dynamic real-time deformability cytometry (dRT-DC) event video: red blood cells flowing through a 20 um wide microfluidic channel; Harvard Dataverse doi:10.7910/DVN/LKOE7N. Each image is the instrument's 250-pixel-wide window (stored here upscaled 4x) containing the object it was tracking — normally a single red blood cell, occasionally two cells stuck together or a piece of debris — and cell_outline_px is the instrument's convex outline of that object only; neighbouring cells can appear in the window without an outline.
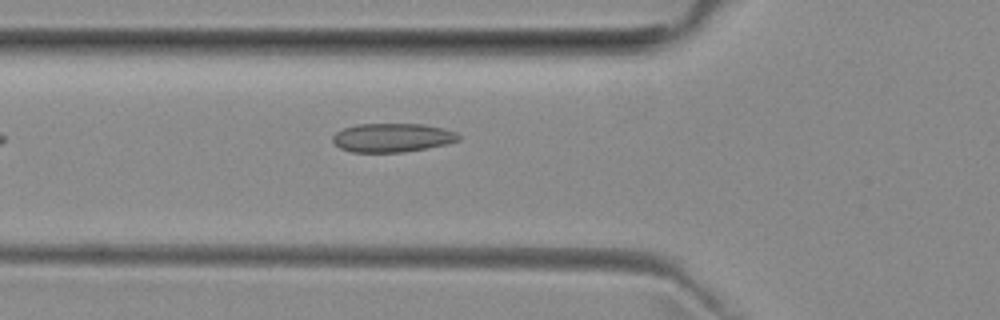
{"species": "common noctule bat (a hibernating species)", "species_latin": "Nyctalus noctula", "temperature_condition": "room temperature", "stored_images_in_passage": 29, "camera_frame_rate_fps": 3000, "um_per_image_px": 0.085, "animal": {"sex": "female", "body_mass_g": 29.2, "forearm_length_mm": 56.3}, "frame": {"image": 1, "passage_image": 3, "time_ms": 0.667, "image_size_px": [1000, 320], "cell_outline_px": [[460, 140], [448, 144], [428, 148], [404, 152], [352, 152], [340, 148], [332, 140], [332, 136], [336, 132], [344, 128], [356, 124], [424, 124], [444, 128], [456, 132], [460, 136]], "centroid_in_image_um": [33.37, 11.7], "position_along_channel_um": 92.4, "area_um2": 21.27}}
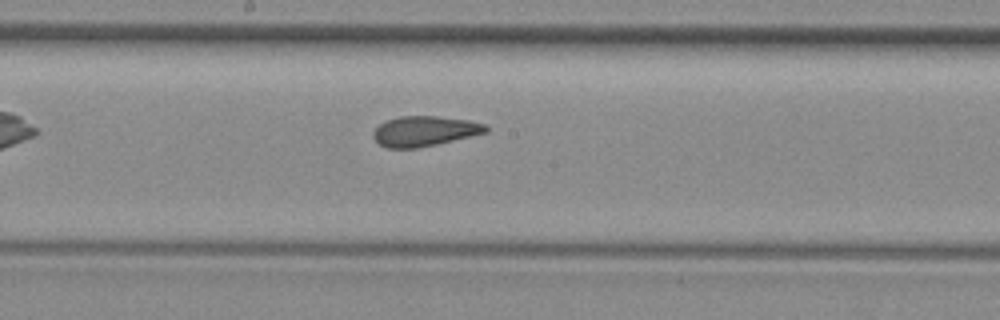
{"frame": {"image": 2, "passage_image": 12, "time_ms": 3.667, "image_size_px": [1000, 320], "cell_outline_px": [[488, 132], [436, 144], [416, 148], [388, 148], [380, 144], [372, 136], [372, 132], [380, 124], [388, 120], [400, 116], [436, 116], [468, 120], [484, 124], [488, 128]], "centroid_in_image_um": [36.07, 11.14], "position_along_channel_um": 212.1, "area_um2": 19.54}}
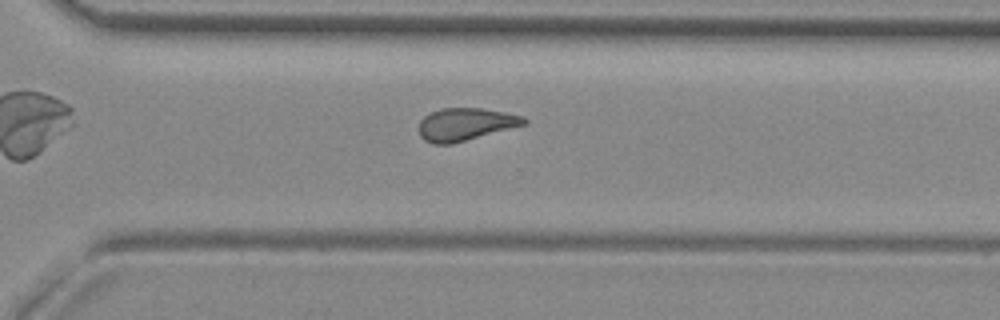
{"frame": {"image": 3, "passage_image": 21, "time_ms": 6.667, "image_size_px": [1000, 320], "cell_outline_px": [[528, 124], [452, 144], [432, 144], [424, 140], [420, 136], [420, 120], [428, 112], [440, 108], [480, 108], [504, 112], [524, 116], [528, 120]], "centroid_in_image_um": [39.57, 10.56], "position_along_channel_um": 331.0, "area_um2": 20.17}, "authors_computed_cell_mechanics": {"area_um2": 19.8832, "velocity_mm_per_s": 3.9732, "shape_relaxation_time_tau1_ms": null, "shape_relaxation_time_tau2_ms": 2.4235, "deformation_change_tau1": null, "deformation_change_tau2": 0.0924}}